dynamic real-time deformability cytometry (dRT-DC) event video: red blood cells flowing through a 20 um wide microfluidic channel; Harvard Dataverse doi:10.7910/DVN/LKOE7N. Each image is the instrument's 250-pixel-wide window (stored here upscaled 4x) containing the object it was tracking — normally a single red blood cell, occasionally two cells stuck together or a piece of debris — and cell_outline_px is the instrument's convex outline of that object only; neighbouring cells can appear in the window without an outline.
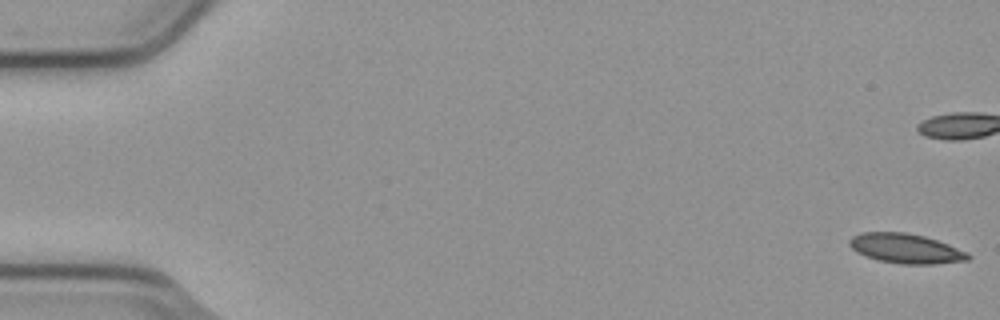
{"species": "common noctule bat (a hibernating species)", "species_latin": "Nyctalus noctula", "temperature_condition": "cold", "stored_images_in_passage": 3, "camera_frame_rate_fps": 3000, "um_per_image_px": 0.085, "animal": {"sex": "male", "body_mass_g": 23.1, "forearm_length_mm": 52.7}, "frame": {"image": 1, "passage_image": 1, "time_ms": 0.0, "image_size_px": [1000, 320], "cell_outline_px": [[972, 256], [968, 260], [932, 264], [900, 264], [880, 260], [864, 256], [856, 252], [848, 244], [848, 240], [852, 236], [860, 232], [904, 232], [924, 236], [948, 244], [968, 252]], "centroid_in_image_um": [76.97, 21.12], "position_along_channel_um": 8.0, "area_um2": 20.58}}